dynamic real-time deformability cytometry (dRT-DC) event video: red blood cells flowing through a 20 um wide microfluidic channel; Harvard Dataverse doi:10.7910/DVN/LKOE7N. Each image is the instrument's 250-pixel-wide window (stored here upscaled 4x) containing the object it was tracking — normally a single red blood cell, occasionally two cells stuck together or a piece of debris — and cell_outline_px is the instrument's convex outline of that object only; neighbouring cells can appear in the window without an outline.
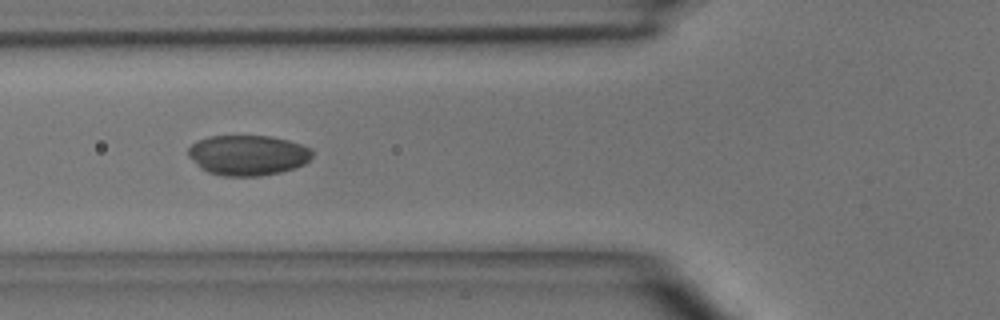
{"species": "common noctule bat (a hibernating species)", "species_latin": "Nyctalus noctula", "temperature_condition": "room temperature", "stored_images_in_passage": 4, "camera_frame_rate_fps": 3000, "um_per_image_px": 0.085, "animal": {"sex": "male", "body_mass_g": 15.6}, "frame": {"image": 1, "passage_image": 4, "time_ms": 3.333, "image_size_px": [1000, 320], "cell_outline_px": [[312, 156], [304, 164], [296, 168], [280, 172], [260, 176], [220, 176], [208, 172], [200, 168], [188, 156], [188, 148], [196, 140], [208, 136], [272, 136], [288, 140], [312, 148]], "centroid_in_image_um": [21.05, 13.19], "position_along_channel_um": 104.7, "area_um2": 29.36}}